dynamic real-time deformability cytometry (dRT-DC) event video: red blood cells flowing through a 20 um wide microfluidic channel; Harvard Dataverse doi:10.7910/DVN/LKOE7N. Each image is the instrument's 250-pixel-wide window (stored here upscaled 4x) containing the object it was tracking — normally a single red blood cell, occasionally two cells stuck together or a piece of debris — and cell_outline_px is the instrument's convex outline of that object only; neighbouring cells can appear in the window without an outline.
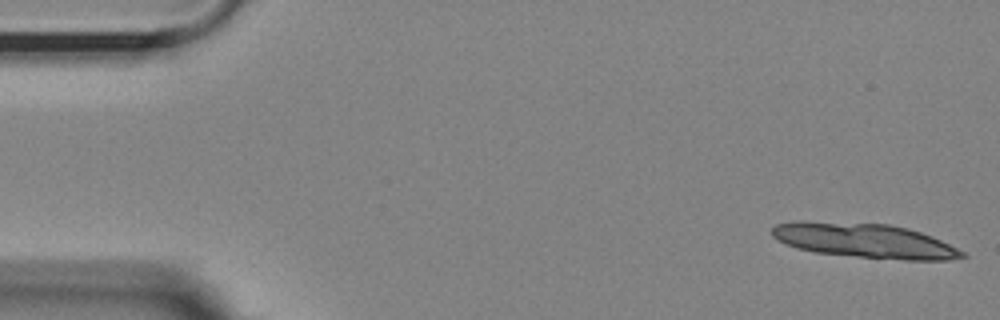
{"species": "Egyptian fruit bat (a non-hibernating species)", "species_latin": "Rousettus aegyptiacus", "temperature_condition": "room temperature", "stored_images_in_passage": 13, "camera_frame_rate_fps": 3000, "um_per_image_px": 0.085, "animal": {"sex": "female"}, "frame": {"image": 1, "passage_image": 1, "time_ms": 0.0, "image_size_px": [1000, 320], "cell_outline_px": [[968, 256], [948, 260], [904, 260], [816, 252], [796, 248], [772, 236], [772, 228], [776, 224], [800, 220], [888, 224], [908, 228], [932, 236], [964, 252]], "centroid_in_image_um": [73.49, 20.44], "position_along_channel_um": 11.5, "area_um2": 37.97}}